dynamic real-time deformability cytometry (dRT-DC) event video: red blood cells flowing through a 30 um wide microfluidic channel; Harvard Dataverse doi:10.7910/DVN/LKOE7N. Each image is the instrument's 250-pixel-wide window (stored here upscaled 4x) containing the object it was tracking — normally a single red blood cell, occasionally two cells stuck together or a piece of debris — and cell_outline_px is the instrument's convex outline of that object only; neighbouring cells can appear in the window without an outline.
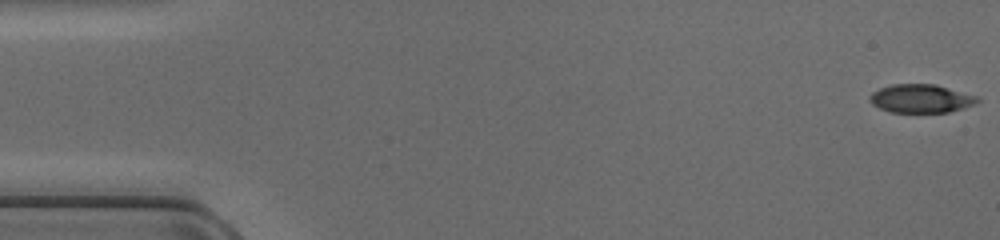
{"species": "common noctule bat (a hibernating species)", "species_latin": "Nyctalus noctula", "temperature_condition": "cold", "stored_images_in_passage": 48, "camera_frame_rate_fps": 3000, "um_per_image_px": 0.085, "animal": {"sex": "female", "body_mass_g": 17.0, "forearm_length_mm": 48.0}, "frame": {"image": 1, "passage_image": 1, "time_ms": 0.0, "image_size_px": [1000, 240], "cell_outline_px": [[980, 100], [976, 104], [964, 108], [948, 112], [888, 112], [872, 104], [868, 100], [868, 96], [872, 92], [880, 88], [892, 84], [936, 84], [980, 96]], "centroid_in_image_um": [78.31, 8.37], "position_along_channel_um": 6.7, "area_um2": 18.15}}
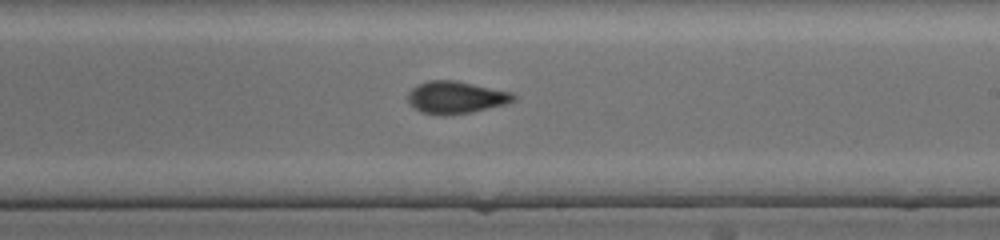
{"frame": {"image": 2, "passage_image": 28, "time_ms": 9.0, "image_size_px": [1000, 240], "cell_outline_px": [[516, 100], [504, 104], [472, 112], [448, 116], [440, 116], [420, 112], [408, 104], [408, 92], [416, 84], [428, 80], [456, 80], [512, 92], [516, 96]], "centroid_in_image_um": [38.7, 8.28], "position_along_channel_um": 250.3, "area_um2": 20.23}}
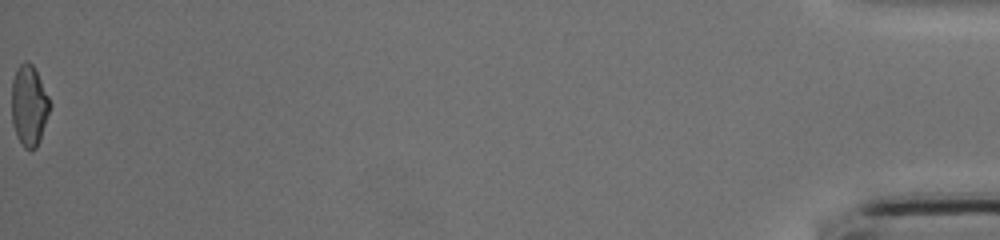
{"frame": {"image": 3, "passage_image": 48, "time_ms": 15.667, "image_size_px": [1000, 240], "cell_outline_px": [[52, 104], [36, 148], [24, 148], [16, 136], [12, 124], [12, 80], [16, 68], [24, 60], [28, 60], [32, 64]], "centroid_in_image_um": [2.45, 8.94], "position_along_channel_um": 432.8, "area_um2": 17.86}}